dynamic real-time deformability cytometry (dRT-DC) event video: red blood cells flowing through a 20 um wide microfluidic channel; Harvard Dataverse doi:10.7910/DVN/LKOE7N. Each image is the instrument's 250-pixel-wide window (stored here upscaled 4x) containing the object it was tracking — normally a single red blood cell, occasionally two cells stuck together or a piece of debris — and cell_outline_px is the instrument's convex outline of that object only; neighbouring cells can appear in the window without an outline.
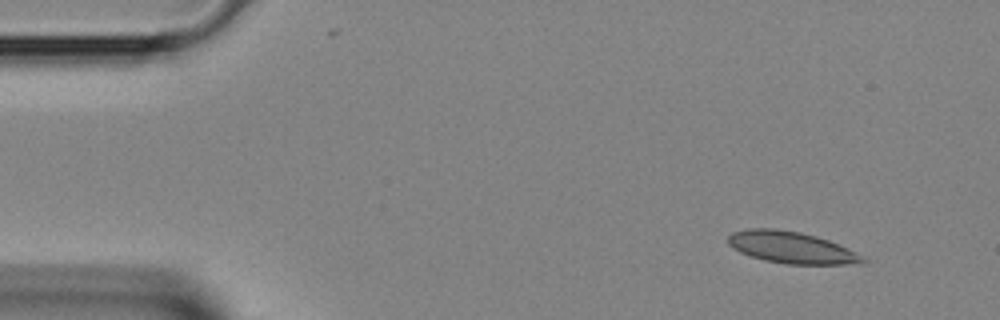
{"species": "Egyptian fruit bat (a non-hibernating species)", "species_latin": "Rousettus aegyptiacus", "temperature_condition": "room temperature", "stored_images_in_passage": 2, "camera_frame_rate_fps": 3000, "um_per_image_px": 0.085, "animal": {"sex": "female"}, "frame": {"image": 1, "passage_image": 2, "time_ms": 0.333, "image_size_px": [1000, 320], "cell_outline_px": [[868, 264], [788, 264], [764, 260], [748, 256], [732, 248], [728, 244], [728, 236], [732, 232], [748, 228], [776, 228], [800, 232], [816, 236], [828, 240], [848, 248], [864, 256], [868, 260]], "centroid_in_image_um": [67.29, 21.04], "position_along_channel_um": 17.7, "area_um2": 25.2}}